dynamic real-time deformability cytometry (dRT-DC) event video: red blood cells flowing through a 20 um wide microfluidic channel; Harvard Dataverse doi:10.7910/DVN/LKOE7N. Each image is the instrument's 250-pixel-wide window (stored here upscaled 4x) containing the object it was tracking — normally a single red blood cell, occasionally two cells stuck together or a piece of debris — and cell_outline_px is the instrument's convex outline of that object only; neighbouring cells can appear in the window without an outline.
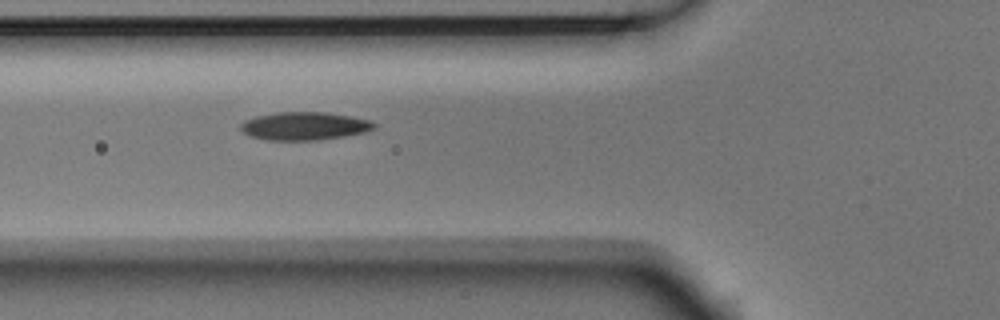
{"species": "Egyptian fruit bat (a non-hibernating species)", "species_latin": "Rousettus aegyptiacus", "temperature_condition": "room temperature", "stored_images_in_passage": 4, "camera_frame_rate_fps": 3000, "um_per_image_px": 0.085, "animal": {"sex": "male"}, "frame": {"image": 1, "passage_image": 4, "time_ms": 1.0, "image_size_px": [1000, 320], "cell_outline_px": [[376, 128], [364, 132], [344, 136], [320, 140], [268, 140], [248, 136], [240, 128], [240, 124], [244, 120], [256, 116], [276, 112], [324, 112], [352, 116], [372, 120], [376, 124]], "centroid_in_image_um": [25.88, 10.71], "position_along_channel_um": 99.9, "area_um2": 22.02}}